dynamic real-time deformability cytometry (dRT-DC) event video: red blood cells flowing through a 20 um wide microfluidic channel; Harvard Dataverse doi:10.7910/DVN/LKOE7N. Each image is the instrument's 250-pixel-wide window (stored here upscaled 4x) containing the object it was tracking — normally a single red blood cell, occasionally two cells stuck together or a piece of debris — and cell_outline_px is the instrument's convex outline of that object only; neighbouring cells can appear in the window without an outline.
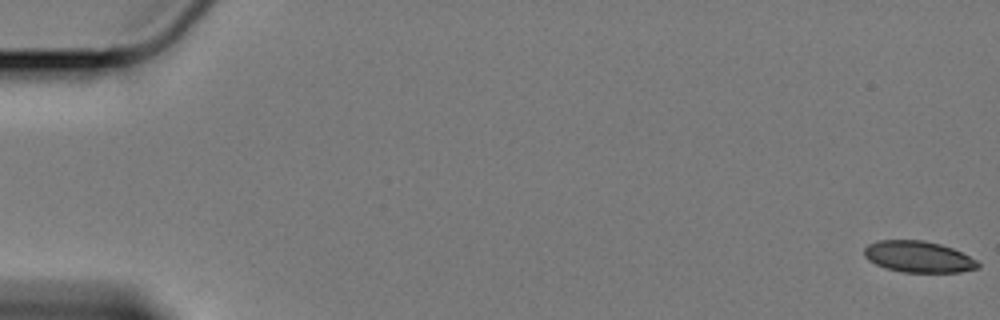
{"species": "Egyptian fruit bat (a non-hibernating species)", "species_latin": "Rousettus aegyptiacus", "temperature_condition": "cold", "stored_images_in_passage": 60, "camera_frame_rate_fps": 3000, "um_per_image_px": 0.085, "animal": {"sex": "female"}, "frame": {"image": 1, "passage_image": 1, "time_ms": 0.0, "image_size_px": [1000, 320], "cell_outline_px": [[980, 268], [960, 272], [904, 272], [888, 268], [876, 264], [868, 260], [864, 256], [864, 248], [868, 244], [876, 240], [924, 240], [940, 244], [952, 248], [976, 260], [980, 264]], "centroid_in_image_um": [78.05, 21.82], "position_along_channel_um": 6.9, "area_um2": 20.69}}
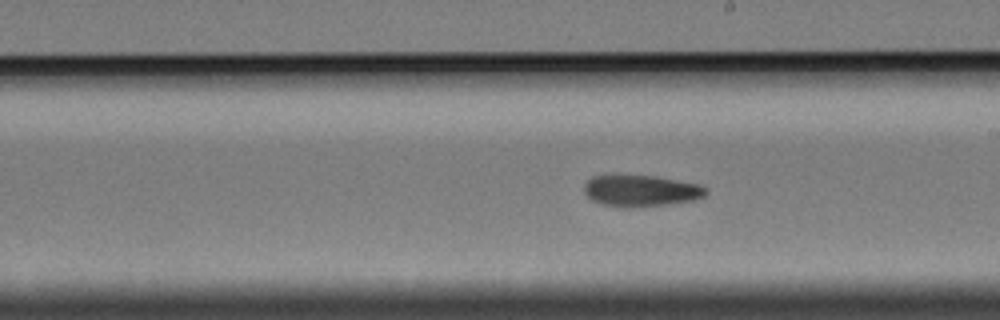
{"frame": {"image": 2, "passage_image": 35, "time_ms": 11.333, "image_size_px": [1000, 320], "cell_outline_px": [[708, 192], [704, 196], [692, 200], [664, 204], [632, 208], [620, 208], [600, 204], [592, 200], [584, 192], [584, 184], [592, 176], [656, 176], [700, 184], [708, 188]], "centroid_in_image_um": [54.47, 16.23], "position_along_channel_um": 234.5, "area_um2": 22.31}}
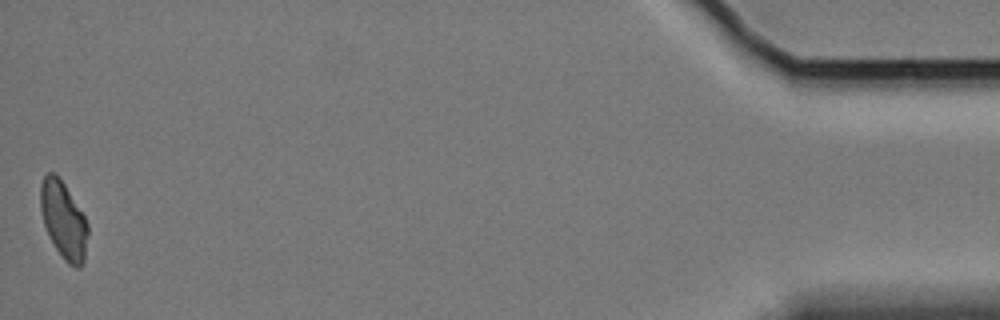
{"frame": {"image": 3, "passage_image": 60, "time_ms": 19.667, "image_size_px": [1000, 320], "cell_outline_px": [[88, 236], [84, 260], [80, 268], [76, 268], [68, 264], [64, 260], [56, 248], [44, 224], [40, 208], [40, 184], [44, 176], [48, 172], [52, 172], [64, 184], [84, 216], [88, 224]], "centroid_in_image_um": [5.4, 18.73], "position_along_channel_um": 429.8, "area_um2": 20.98}, "authors_computed_cell_mechanics": {"area_um2": 22.3975, "velocity_mm_per_s": 3.3819, "shape_relaxation_time_tau1_ms": null, "shape_relaxation_time_tau2_ms": 8.8704, "deformation_change_tau1": null, "deformation_change_tau2": 0.1328}}